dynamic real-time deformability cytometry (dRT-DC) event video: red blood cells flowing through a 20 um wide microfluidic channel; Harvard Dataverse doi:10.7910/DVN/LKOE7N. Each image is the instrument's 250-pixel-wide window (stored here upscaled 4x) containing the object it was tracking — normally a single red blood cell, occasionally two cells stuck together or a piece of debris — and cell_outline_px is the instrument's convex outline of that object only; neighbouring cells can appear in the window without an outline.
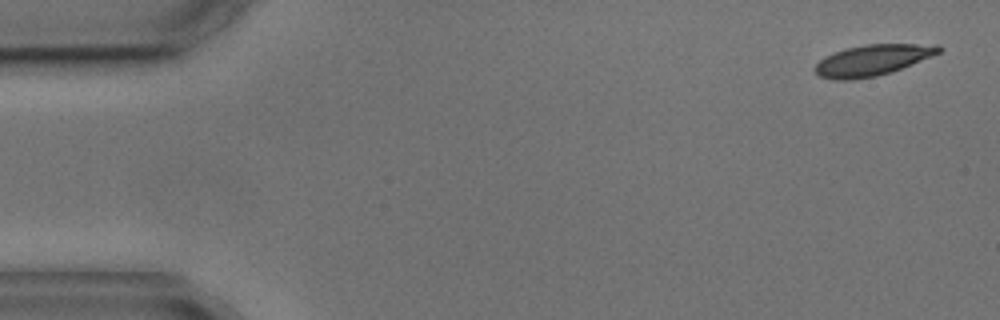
{"species": "common noctule bat (a hibernating species)", "species_latin": "Nyctalus noctula", "temperature_condition": "cold", "stored_images_in_passage": 6, "camera_frame_rate_fps": 3000, "um_per_image_px": 0.085, "animal": {"sex": "male", "body_mass_g": 17.9, "forearm_length_mm": 54.2}, "frame": {"image": 1, "passage_image": 1, "time_ms": 0.0, "image_size_px": [1000, 320], "cell_outline_px": [[944, 48], [940, 52], [900, 68], [876, 76], [848, 80], [836, 80], [820, 76], [816, 72], [816, 64], [820, 60], [844, 48], [868, 44], [940, 44]], "centroid_in_image_um": [74.18, 5.09], "position_along_channel_um": 10.8, "area_um2": 21.79}}
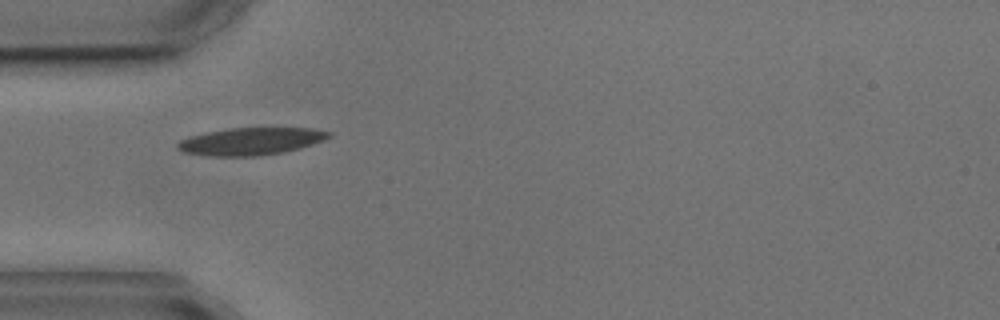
{"frame": {"image": 2, "passage_image": 5, "time_ms": 4.667, "image_size_px": [1000, 320], "cell_outline_px": [[332, 136], [324, 140], [300, 148], [284, 152], [260, 156], [204, 156], [184, 152], [176, 148], [176, 144], [180, 140], [188, 136], [204, 132], [228, 128], [312, 128], [332, 132]], "centroid_in_image_um": [21.29, 12.01], "position_along_channel_um": 63.7, "area_um2": 24.45}}